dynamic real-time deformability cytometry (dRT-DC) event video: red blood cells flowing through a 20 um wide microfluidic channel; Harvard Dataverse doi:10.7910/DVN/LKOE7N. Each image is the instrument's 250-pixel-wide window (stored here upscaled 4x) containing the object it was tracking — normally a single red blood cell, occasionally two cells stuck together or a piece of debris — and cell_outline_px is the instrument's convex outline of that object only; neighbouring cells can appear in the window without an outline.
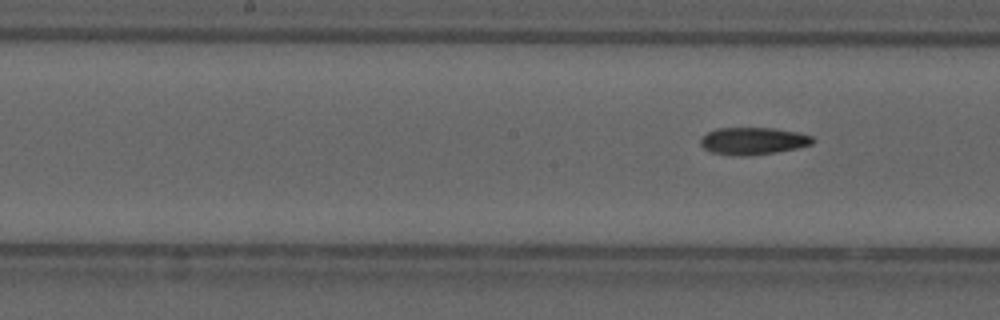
{"species": "common noctule bat (a hibernating species)", "species_latin": "Nyctalus noctula", "temperature_condition": "cold", "stored_images_in_passage": 9, "segment_of_instrument_passage": [2, 2], "camera_frame_rate_fps": 3000, "um_per_image_px": 0.085, "animal": {"sex": "male", "forearm_length_mm": 52.5}, "frame": {"image": 1, "passage_image": 9, "time_ms": 2.667, "image_size_px": [1000, 320], "cell_outline_px": [[816, 140], [812, 144], [796, 148], [776, 152], [744, 156], [732, 156], [712, 152], [704, 148], [700, 144], [700, 140], [708, 132], [716, 128], [776, 128], [800, 132], [812, 136]], "centroid_in_image_um": [64.04, 11.98], "position_along_channel_um": 184.2, "area_um2": 17.92}}